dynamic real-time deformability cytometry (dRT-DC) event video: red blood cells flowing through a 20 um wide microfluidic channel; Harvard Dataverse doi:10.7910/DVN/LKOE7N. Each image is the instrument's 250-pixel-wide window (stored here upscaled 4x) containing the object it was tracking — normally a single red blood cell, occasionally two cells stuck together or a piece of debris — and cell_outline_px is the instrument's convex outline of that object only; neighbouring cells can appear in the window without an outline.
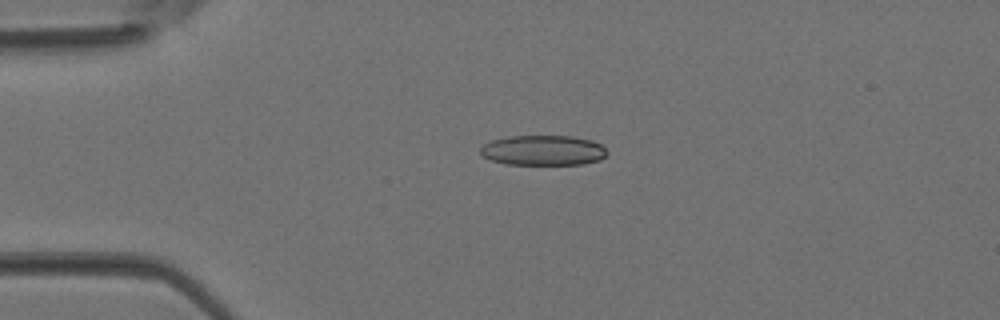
{"species": "Egyptian fruit bat (a non-hibernating species)", "species_latin": "Rousettus aegyptiacus", "temperature_condition": "room temperature", "stored_images_in_passage": 40, "camera_frame_rate_fps": 3000, "um_per_image_px": 0.085, "animal": {"sex": "female"}, "frame": {"image": 1, "passage_image": 8, "time_ms": 2.333, "image_size_px": [1000, 320], "cell_outline_px": [[608, 152], [600, 160], [580, 164], [504, 164], [492, 160], [484, 156], [480, 152], [480, 148], [488, 140], [508, 136], [572, 136], [592, 140], [600, 144]], "centroid_in_image_um": [46.14, 12.77], "position_along_channel_um": 38.9, "area_um2": 22.25}}
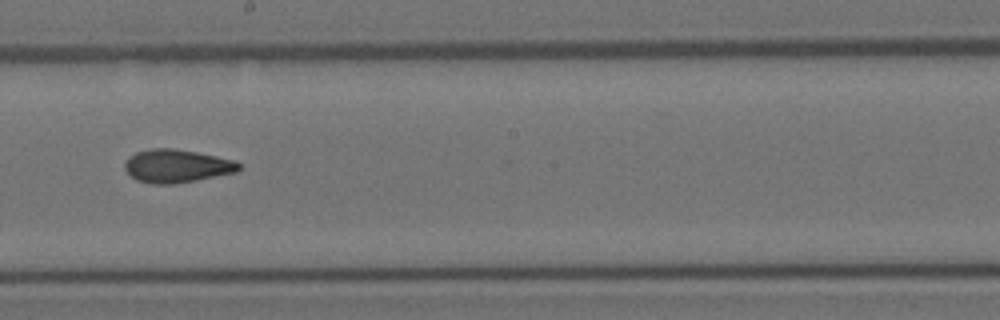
{"frame": {"image": 2, "passage_image": 22, "time_ms": 7.0, "image_size_px": [1000, 320], "cell_outline_px": [[240, 168], [236, 172], [196, 180], [172, 184], [152, 184], [136, 180], [124, 168], [124, 164], [128, 156], [136, 152], [152, 148], [172, 148], [196, 152], [236, 160], [240, 164]], "centroid_in_image_um": [15.01, 14.1], "position_along_channel_um": 233.2, "area_um2": 22.02}}
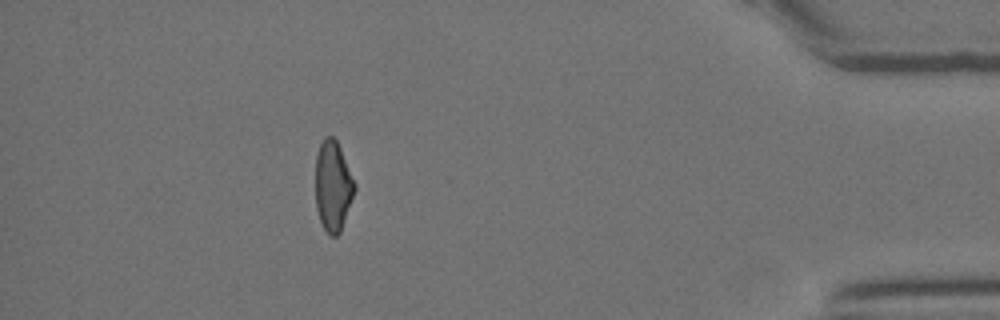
{"frame": {"image": 3, "passage_image": 36, "time_ms": 11.667, "image_size_px": [1000, 320], "cell_outline_px": [[356, 188], [340, 232], [336, 236], [332, 236], [324, 228], [320, 220], [316, 208], [316, 156], [320, 144], [324, 136], [332, 136], [336, 140], [340, 148], [356, 184]], "centroid_in_image_um": [28.3, 15.79], "position_along_channel_um": 406.9, "area_um2": 20.35}}